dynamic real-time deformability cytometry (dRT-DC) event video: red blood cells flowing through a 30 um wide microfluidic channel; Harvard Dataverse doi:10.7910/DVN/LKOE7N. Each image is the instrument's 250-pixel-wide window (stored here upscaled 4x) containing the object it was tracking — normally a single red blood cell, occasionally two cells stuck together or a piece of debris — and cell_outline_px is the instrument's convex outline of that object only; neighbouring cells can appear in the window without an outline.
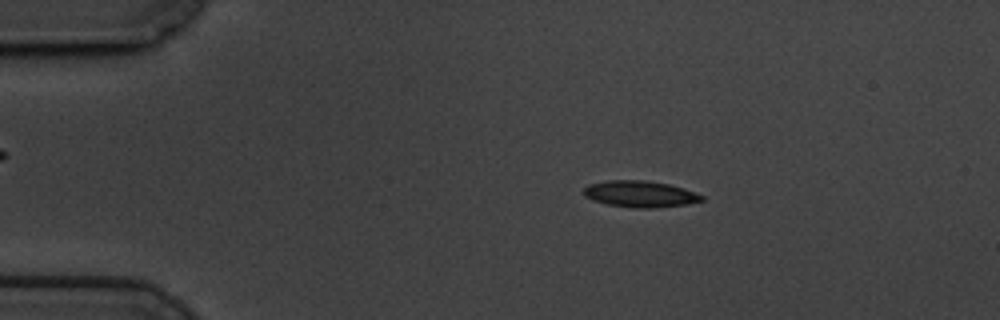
{"species": "common noctule bat (a hibernating species)", "species_latin": "Nyctalus noctula", "temperature_condition": "cold", "stored_images_in_passage": 58, "camera_frame_rate_fps": 3000, "um_per_image_px": 0.085, "animal": {"sex": "male", "body_mass_g": 19.5, "forearm_length_mm": 54.6}, "frame": {"image": 1, "passage_image": 10, "time_ms": 3.0, "image_size_px": [1000, 320], "cell_outline_px": [[704, 200], [684, 204], [652, 208], [632, 208], [608, 204], [592, 200], [584, 196], [580, 192], [588, 184], [608, 180], [644, 180], [668, 184], [684, 188], [704, 196]], "centroid_in_image_um": [54.35, 16.48], "position_along_channel_um": 30.7, "area_um2": 18.21}}
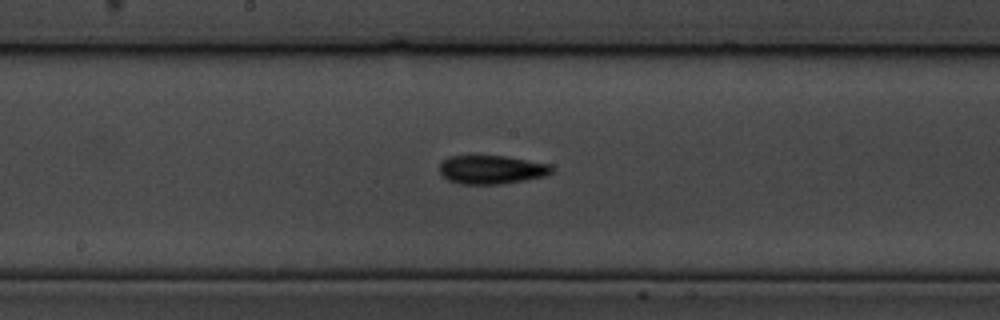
{"frame": {"image": 2, "passage_image": 30, "time_ms": 9.667, "image_size_px": [1000, 320], "cell_outline_px": [[552, 172], [544, 176], [524, 180], [500, 184], [460, 184], [448, 180], [440, 172], [440, 164], [448, 156], [504, 156], [552, 164]], "centroid_in_image_um": [41.78, 14.42], "position_along_channel_um": 206.4, "area_um2": 18.61}}
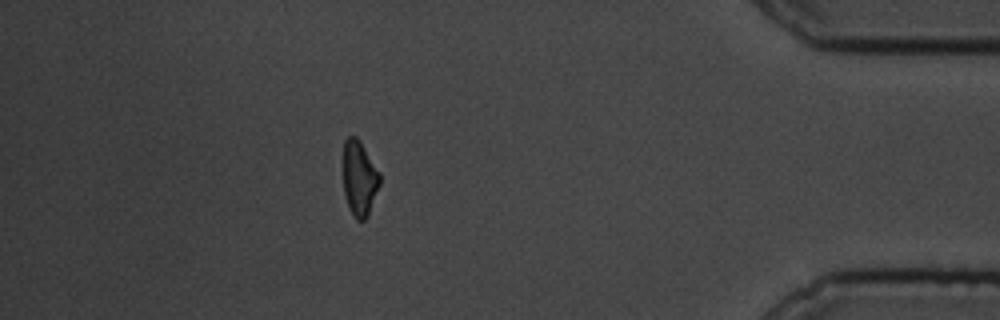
{"frame": {"image": 3, "passage_image": 51, "time_ms": 16.667, "image_size_px": [1000, 320], "cell_outline_px": [[380, 184], [368, 216], [364, 220], [356, 220], [352, 216], [348, 208], [344, 192], [340, 164], [344, 140], [348, 136], [356, 136], [360, 140], [380, 172]], "centroid_in_image_um": [30.49, 15.12], "position_along_channel_um": 404.7, "area_um2": 16.94}, "authors_computed_cell_mechanics": {"area_um2": 17.4845, "velocity_mm_per_s": 3.4423, "shape_relaxation_time_tau1_ms": 3.6905, "shape_relaxation_time_tau2_ms": 5.7216, "deformation_change_tau1": 0.1171, "deformation_change_tau2": 0.135}}